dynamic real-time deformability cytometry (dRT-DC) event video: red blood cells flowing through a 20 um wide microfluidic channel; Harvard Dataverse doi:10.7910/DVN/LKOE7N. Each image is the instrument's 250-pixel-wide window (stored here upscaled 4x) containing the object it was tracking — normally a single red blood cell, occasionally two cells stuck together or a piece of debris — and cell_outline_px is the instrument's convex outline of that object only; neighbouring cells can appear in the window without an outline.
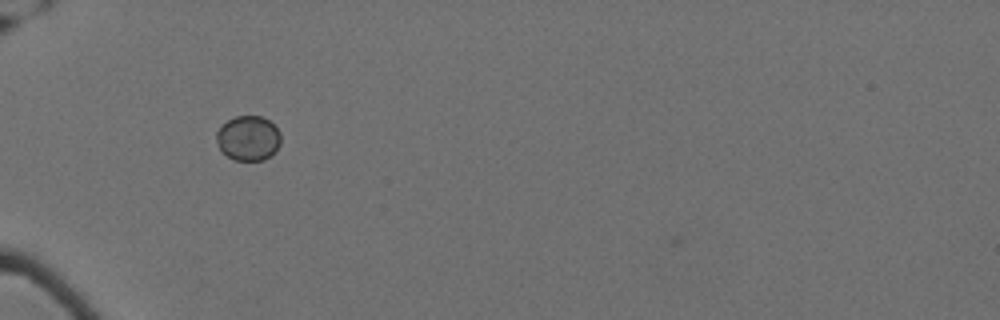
{"species": "Egyptian fruit bat (a non-hibernating species)", "species_latin": "Rousettus aegyptiacus", "temperature_condition": "cold", "stored_images_in_passage": 39, "camera_frame_rate_fps": 3000, "um_per_image_px": 0.085, "animal": {"sex": "female"}, "frame": {"image": 1, "passage_image": 1, "time_ms": 0.0, "image_size_px": [1000, 320], "cell_outline_px": [[280, 144], [272, 156], [264, 160], [236, 160], [228, 156], [220, 148], [216, 140], [216, 132], [228, 120], [236, 116], [260, 116], [268, 120], [280, 132]], "centroid_in_image_um": [21.12, 11.75], "position_along_channel_um": 63.9, "area_um2": 16.65}}
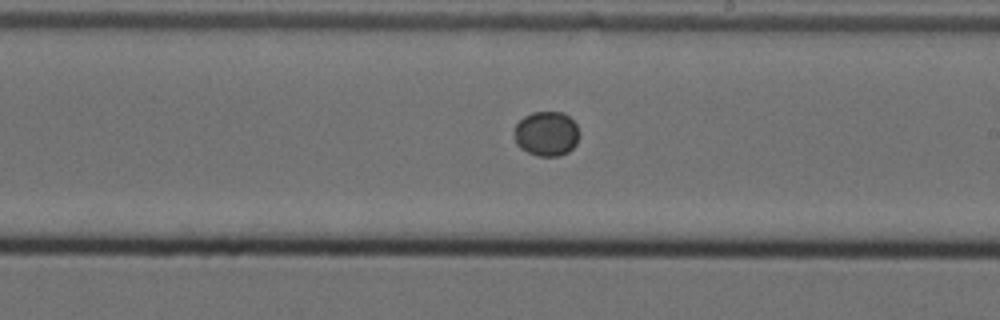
{"frame": {"image": 2, "passage_image": 17, "time_ms": 5.333, "image_size_px": [1000, 320], "cell_outline_px": [[580, 132], [576, 144], [568, 152], [560, 156], [536, 156], [520, 148], [516, 144], [516, 124], [524, 116], [532, 112], [560, 112], [568, 116], [576, 124]], "centroid_in_image_um": [46.47, 11.37], "position_along_channel_um": 242.5, "area_um2": 16.88}}
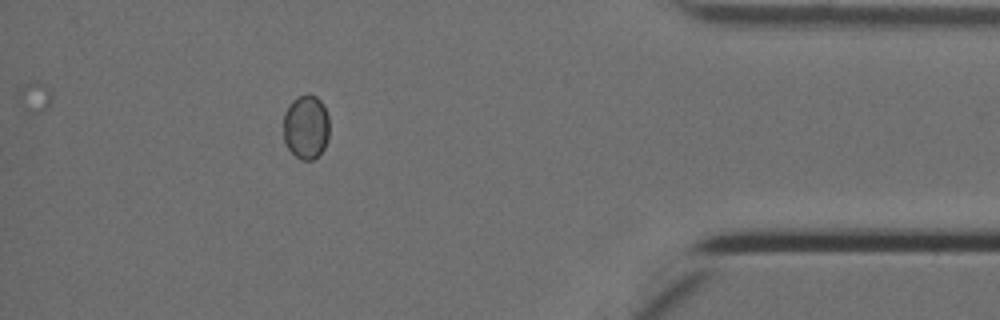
{"frame": {"image": 3, "passage_image": 34, "time_ms": 11.0, "image_size_px": [1000, 320], "cell_outline_px": [[328, 140], [324, 148], [312, 160], [300, 160], [288, 148], [284, 140], [284, 112], [292, 100], [308, 92], [316, 96], [324, 104], [328, 116]], "centroid_in_image_um": [26.01, 10.77], "position_along_channel_um": 409.2, "area_um2": 17.28}}